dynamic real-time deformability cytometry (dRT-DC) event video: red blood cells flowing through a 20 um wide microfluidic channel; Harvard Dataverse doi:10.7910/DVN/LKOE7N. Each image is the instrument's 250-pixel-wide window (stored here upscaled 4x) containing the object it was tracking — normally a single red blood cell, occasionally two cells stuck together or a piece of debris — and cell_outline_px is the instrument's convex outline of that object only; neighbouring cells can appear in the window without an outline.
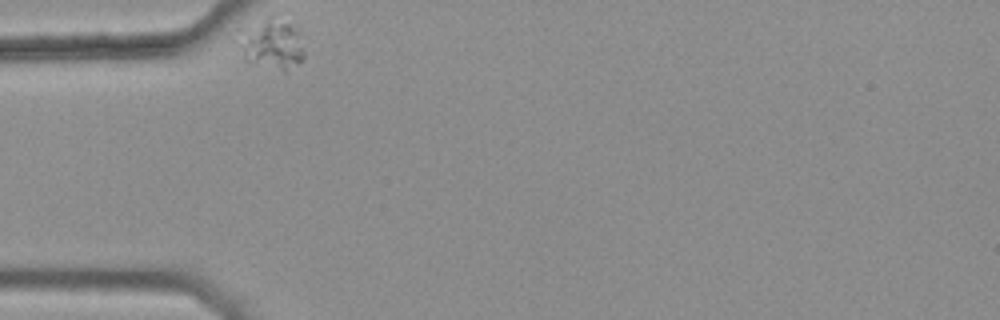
{"species": "common noctule bat (a hibernating species)", "species_latin": "Nyctalus noctula", "temperature_condition": "warm", "stored_images_in_passage": 37, "camera_frame_rate_fps": 3000, "um_per_image_px": 0.085, "animal": {"sex": "female", "body_mass_g": 25.1}, "frame": {"image": 1, "passage_image": 1, "time_ms": 0.0, "image_size_px": [1000, 320], "cell_outline_px": [[304, 56], [300, 60], [284, 72], [244, 60], [236, 28], [272, 12], [300, 32], [304, 52]], "centroid_in_image_um": [23.02, 3.63], "position_along_channel_um": 62.0, "area_um2": 20.06}}
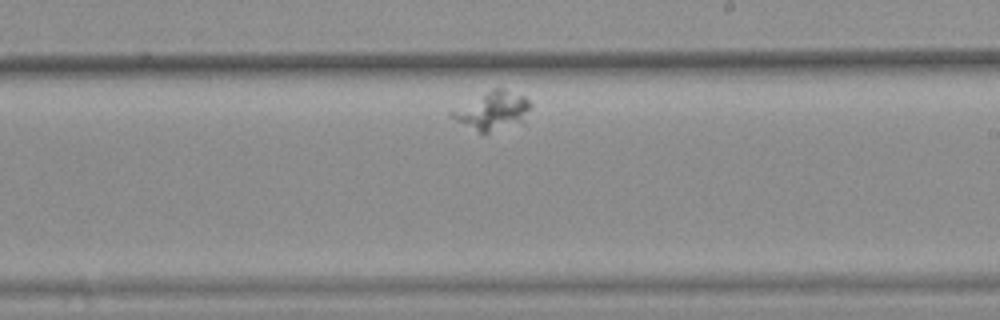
{"frame": {"image": 2, "passage_image": 22, "time_ms": 7.0, "image_size_px": [1000, 320], "cell_outline_px": [[532, 104], [524, 124], [488, 132], [480, 132], [456, 120], [448, 112], [492, 88], [500, 88], [524, 96]], "centroid_in_image_um": [41.94, 9.42], "position_along_channel_um": 247.1, "area_um2": 17.46}}
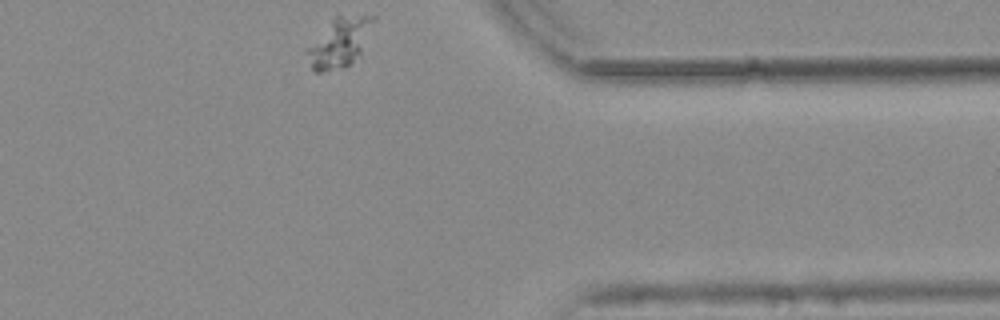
{"frame": {"image": 3, "passage_image": 37, "time_ms": 12.0, "image_size_px": [1000, 320], "cell_outline_px": [[376, 16], [360, 52], [344, 68], [320, 72], [316, 72], [312, 68], [304, 52], [304, 48], [332, 16], [336, 12]], "centroid_in_image_um": [28.77, 3.52], "position_along_channel_um": 382.6, "area_um2": 19.65}}